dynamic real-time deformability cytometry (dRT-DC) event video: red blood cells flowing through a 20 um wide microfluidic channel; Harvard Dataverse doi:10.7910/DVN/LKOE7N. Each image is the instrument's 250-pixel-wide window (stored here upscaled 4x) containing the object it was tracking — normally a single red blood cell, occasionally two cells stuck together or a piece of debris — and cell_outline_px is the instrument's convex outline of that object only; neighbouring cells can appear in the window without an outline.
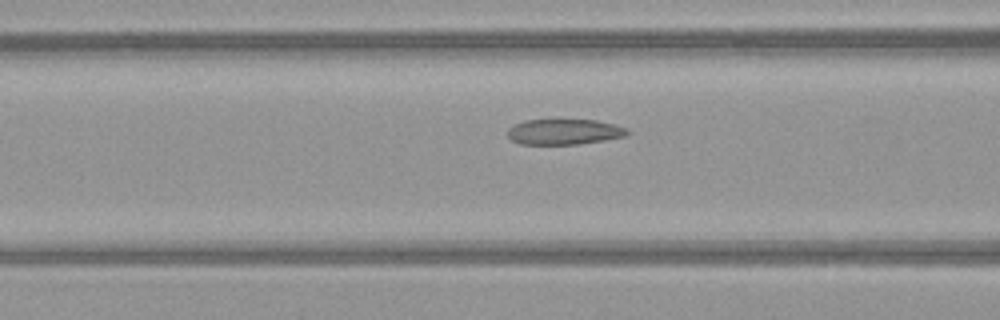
{"species": "common noctule bat (a hibernating species)", "species_latin": "Nyctalus noctula", "temperature_condition": "warm", "stored_images_in_passage": 26, "camera_frame_rate_fps": 3000, "um_per_image_px": 0.085, "animal": {"sex": "female", "body_mass_g": 21.9}, "frame": {"image": 1, "passage_image": 5, "time_ms": 1.333, "image_size_px": [1000, 320], "cell_outline_px": [[632, 132], [628, 136], [580, 144], [520, 144], [512, 140], [508, 136], [508, 128], [524, 120], [596, 120], [628, 128]], "centroid_in_image_um": [48.0, 11.21], "position_along_channel_um": 118.6, "area_um2": 17.86}}
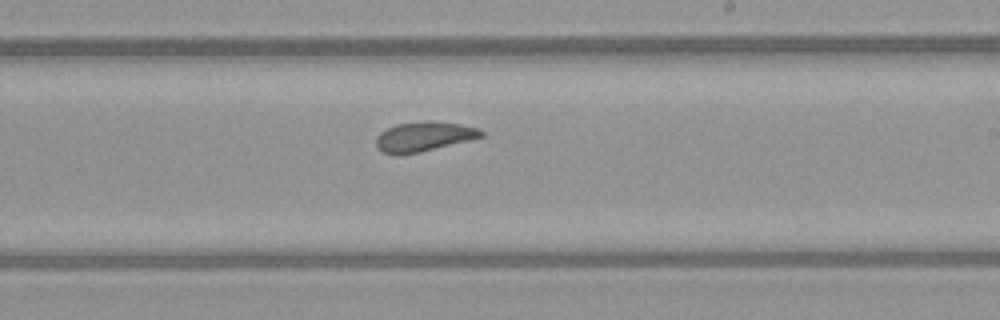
{"frame": {"image": 2, "passage_image": 15, "time_ms": 4.667, "image_size_px": [1000, 320], "cell_outline_px": [[484, 136], [420, 152], [384, 152], [376, 148], [376, 136], [380, 132], [396, 124], [424, 120], [432, 120], [460, 124], [476, 128], [484, 132]], "centroid_in_image_um": [36.03, 11.56], "position_along_channel_um": 253.0, "area_um2": 17.74}}
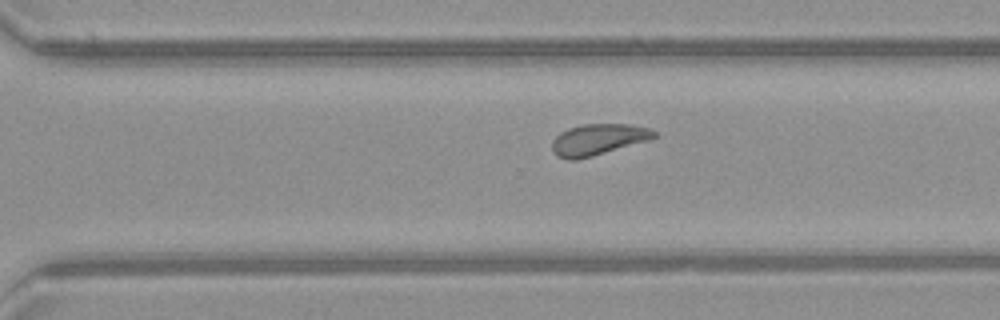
{"frame": {"image": 3, "passage_image": 20, "time_ms": 6.333, "image_size_px": [1000, 320], "cell_outline_px": [[656, 136], [648, 140], [592, 156], [576, 160], [568, 160], [556, 156], [552, 152], [552, 140], [560, 132], [568, 128], [584, 124], [632, 124], [648, 128], [656, 132]], "centroid_in_image_um": [50.79, 11.86], "position_along_channel_um": 319.8, "area_um2": 18.5}}